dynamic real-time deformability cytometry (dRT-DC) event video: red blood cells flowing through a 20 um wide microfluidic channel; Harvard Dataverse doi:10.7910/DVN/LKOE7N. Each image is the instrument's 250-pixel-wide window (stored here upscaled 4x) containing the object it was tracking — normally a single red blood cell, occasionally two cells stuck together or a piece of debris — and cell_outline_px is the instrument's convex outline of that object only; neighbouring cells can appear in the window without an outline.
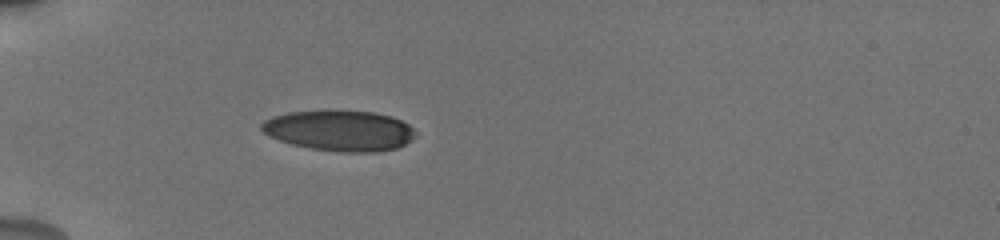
{"species": "human", "species_latin": "Homo sapiens", "temperature_condition": "cold", "stored_images_in_passage": 38, "camera_frame_rate_fps": 3000, "um_per_image_px": 0.085, "donor": {"sex": "male"}, "frame": {"image": 1, "passage_image": 1, "time_ms": 0.0, "image_size_px": [1000, 240], "cell_outline_px": [[416, 136], [412, 140], [396, 148], [380, 152], [340, 152], [312, 148], [292, 144], [268, 136], [260, 128], [260, 124], [264, 120], [272, 116], [288, 112], [376, 112], [392, 116], [408, 124], [416, 132]], "centroid_in_image_um": [28.88, 11.12], "position_along_channel_um": 56.1, "area_um2": 36.07}}
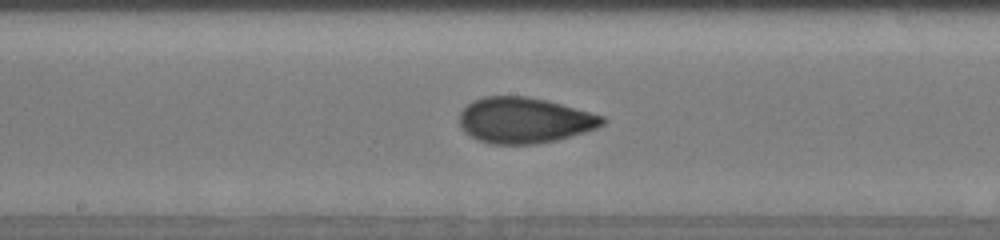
{"frame": {"image": 2, "passage_image": 14, "time_ms": 4.333, "image_size_px": [1000, 240], "cell_outline_px": [[608, 120], [604, 124], [596, 128], [584, 132], [556, 140], [536, 144], [488, 144], [464, 132], [460, 128], [460, 112], [472, 100], [484, 96], [528, 96], [548, 100], [604, 116]], "centroid_in_image_um": [44.57, 10.22], "position_along_channel_um": 203.6, "area_um2": 38.26}}
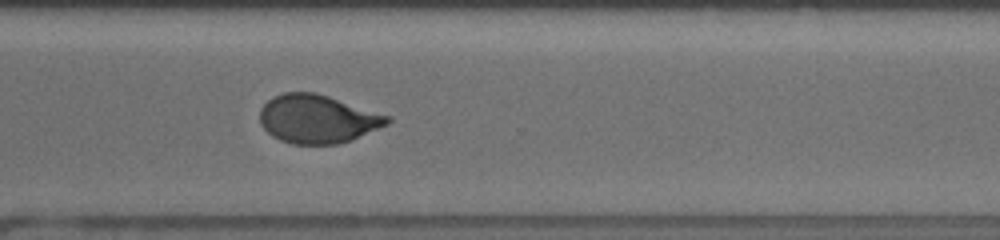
{"frame": {"image": 3, "passage_image": 25, "time_ms": 8.0, "image_size_px": [1000, 240], "cell_outline_px": [[392, 120], [388, 124], [352, 140], [336, 144], [292, 144], [280, 140], [272, 136], [260, 124], [260, 108], [272, 96], [284, 92], [316, 92], [392, 116]], "centroid_in_image_um": [27.0, 10.1], "position_along_channel_um": 343.6, "area_um2": 36.24}, "authors_computed_cell_mechanics": {"area_um2": 36.6163, "velocity_mm_per_s": 3.8318, "shape_relaxation_time_tau1_ms": 4.822, "shape_relaxation_time_tau2_ms": 1.1296, "deformation_change_tau1": 0.1662, "deformation_change_tau2": 0.0585}}